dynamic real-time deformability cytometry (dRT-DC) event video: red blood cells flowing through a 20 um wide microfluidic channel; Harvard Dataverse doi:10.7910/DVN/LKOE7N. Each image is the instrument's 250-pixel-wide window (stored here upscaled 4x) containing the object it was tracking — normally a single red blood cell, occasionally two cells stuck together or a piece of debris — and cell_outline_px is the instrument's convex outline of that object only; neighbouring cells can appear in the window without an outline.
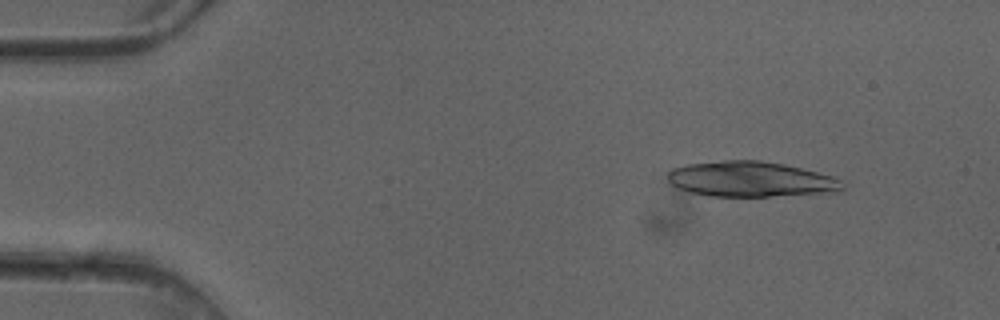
{"species": "common noctule bat (a hibernating species)", "species_latin": "Nyctalus noctula", "temperature_condition": "cold", "stored_images_in_passage": 6, "camera_frame_rate_fps": 3000, "um_per_image_px": 0.085, "animal": {"sex": "female"}, "frame": {"image": 1, "passage_image": 1, "time_ms": 0.0, "image_size_px": [1000, 320], "cell_outline_px": [[848, 184], [844, 192], [768, 196], [708, 196], [692, 192], [680, 188], [672, 184], [668, 180], [668, 172], [672, 168], [688, 164], [724, 160], [760, 160], [784, 164], [848, 180]], "centroid_in_image_um": [63.94, 15.24], "position_along_channel_um": 21.1, "area_um2": 36.36}}
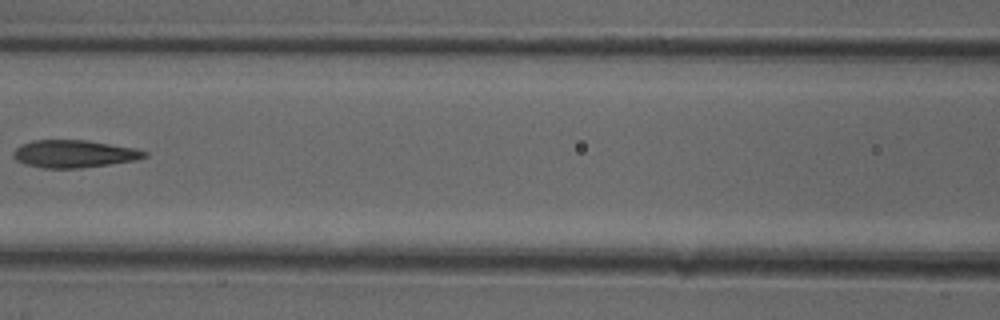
{"frame": {"image": 2, "passage_image": 6, "time_ms": 1.667, "image_size_px": [1000, 320], "cell_outline_px": [[148, 156], [136, 160], [80, 168], [40, 168], [24, 164], [16, 160], [12, 156], [12, 152], [20, 144], [32, 140], [88, 140], [136, 148], [148, 152]], "centroid_in_image_um": [6.27, 13.07], "position_along_channel_um": 160.3, "area_um2": 21.27}}